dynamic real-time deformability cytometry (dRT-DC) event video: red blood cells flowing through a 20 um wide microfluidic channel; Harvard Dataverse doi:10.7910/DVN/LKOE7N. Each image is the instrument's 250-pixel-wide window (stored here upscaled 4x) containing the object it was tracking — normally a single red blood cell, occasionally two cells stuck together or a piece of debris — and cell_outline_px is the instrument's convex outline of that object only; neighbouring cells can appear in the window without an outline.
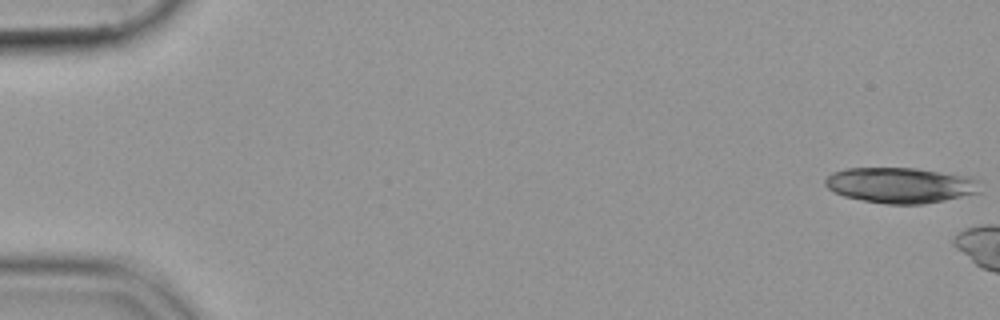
{"species": "common noctule bat (a hibernating species)", "species_latin": "Nyctalus noctula", "temperature_condition": "cold", "stored_images_in_passage": 10, "camera_frame_rate_fps": 3000, "um_per_image_px": 0.085, "animal": {"sex": "female", "body_mass_g": 19.9}, "frame": {"image": 1, "passage_image": 1, "time_ms": 0.0, "image_size_px": [1000, 320], "cell_outline_px": [[980, 192], [944, 200], [924, 204], [888, 204], [864, 200], [844, 196], [832, 192], [824, 184], [824, 180], [832, 172], [844, 168], [916, 168], [972, 176], [976, 180]], "centroid_in_image_um": [76.51, 15.73], "position_along_channel_um": 8.5, "area_um2": 32.14}}